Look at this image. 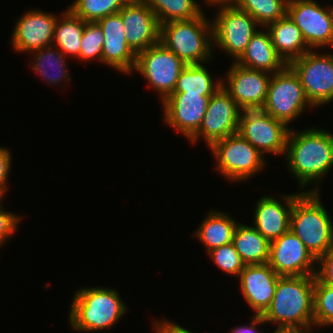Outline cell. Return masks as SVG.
<instances>
[{
	"mask_svg": "<svg viewBox=\"0 0 333 333\" xmlns=\"http://www.w3.org/2000/svg\"><path fill=\"white\" fill-rule=\"evenodd\" d=\"M285 155L300 189L316 183L317 187L305 192H320L317 182L333 168V134L313 126L302 131L290 128Z\"/></svg>",
	"mask_w": 333,
	"mask_h": 333,
	"instance_id": "1",
	"label": "cell"
},
{
	"mask_svg": "<svg viewBox=\"0 0 333 333\" xmlns=\"http://www.w3.org/2000/svg\"><path fill=\"white\" fill-rule=\"evenodd\" d=\"M316 275L280 276L270 307L262 315L266 323L297 327L308 332L313 320Z\"/></svg>",
	"mask_w": 333,
	"mask_h": 333,
	"instance_id": "2",
	"label": "cell"
},
{
	"mask_svg": "<svg viewBox=\"0 0 333 333\" xmlns=\"http://www.w3.org/2000/svg\"><path fill=\"white\" fill-rule=\"evenodd\" d=\"M126 311L127 306L115 289L87 287L76 291L69 322L74 331H100L113 327Z\"/></svg>",
	"mask_w": 333,
	"mask_h": 333,
	"instance_id": "3",
	"label": "cell"
},
{
	"mask_svg": "<svg viewBox=\"0 0 333 333\" xmlns=\"http://www.w3.org/2000/svg\"><path fill=\"white\" fill-rule=\"evenodd\" d=\"M321 199L320 192L303 191L290 215V231L316 259L333 248V220Z\"/></svg>",
	"mask_w": 333,
	"mask_h": 333,
	"instance_id": "4",
	"label": "cell"
},
{
	"mask_svg": "<svg viewBox=\"0 0 333 333\" xmlns=\"http://www.w3.org/2000/svg\"><path fill=\"white\" fill-rule=\"evenodd\" d=\"M204 13L191 20L160 25V42L186 65L204 64L212 58L213 26Z\"/></svg>",
	"mask_w": 333,
	"mask_h": 333,
	"instance_id": "5",
	"label": "cell"
},
{
	"mask_svg": "<svg viewBox=\"0 0 333 333\" xmlns=\"http://www.w3.org/2000/svg\"><path fill=\"white\" fill-rule=\"evenodd\" d=\"M209 149L216 159L215 169L230 182L249 181L267 164L265 155L238 132L215 141Z\"/></svg>",
	"mask_w": 333,
	"mask_h": 333,
	"instance_id": "6",
	"label": "cell"
},
{
	"mask_svg": "<svg viewBox=\"0 0 333 333\" xmlns=\"http://www.w3.org/2000/svg\"><path fill=\"white\" fill-rule=\"evenodd\" d=\"M307 107L314 108L306 98L299 77L288 64L272 74L263 111L289 126Z\"/></svg>",
	"mask_w": 333,
	"mask_h": 333,
	"instance_id": "7",
	"label": "cell"
},
{
	"mask_svg": "<svg viewBox=\"0 0 333 333\" xmlns=\"http://www.w3.org/2000/svg\"><path fill=\"white\" fill-rule=\"evenodd\" d=\"M300 79L307 100L314 107L333 101V54L310 50L288 64Z\"/></svg>",
	"mask_w": 333,
	"mask_h": 333,
	"instance_id": "8",
	"label": "cell"
},
{
	"mask_svg": "<svg viewBox=\"0 0 333 333\" xmlns=\"http://www.w3.org/2000/svg\"><path fill=\"white\" fill-rule=\"evenodd\" d=\"M212 19L213 46L220 48L236 61L261 26L247 12L236 5H222Z\"/></svg>",
	"mask_w": 333,
	"mask_h": 333,
	"instance_id": "9",
	"label": "cell"
},
{
	"mask_svg": "<svg viewBox=\"0 0 333 333\" xmlns=\"http://www.w3.org/2000/svg\"><path fill=\"white\" fill-rule=\"evenodd\" d=\"M185 67L180 58L159 42L137 54L134 70L147 80L164 102L174 92L179 74Z\"/></svg>",
	"mask_w": 333,
	"mask_h": 333,
	"instance_id": "10",
	"label": "cell"
},
{
	"mask_svg": "<svg viewBox=\"0 0 333 333\" xmlns=\"http://www.w3.org/2000/svg\"><path fill=\"white\" fill-rule=\"evenodd\" d=\"M290 128L262 109L242 110L238 133L263 155H283Z\"/></svg>",
	"mask_w": 333,
	"mask_h": 333,
	"instance_id": "11",
	"label": "cell"
},
{
	"mask_svg": "<svg viewBox=\"0 0 333 333\" xmlns=\"http://www.w3.org/2000/svg\"><path fill=\"white\" fill-rule=\"evenodd\" d=\"M311 50L333 47V11L315 0H288L287 13Z\"/></svg>",
	"mask_w": 333,
	"mask_h": 333,
	"instance_id": "12",
	"label": "cell"
},
{
	"mask_svg": "<svg viewBox=\"0 0 333 333\" xmlns=\"http://www.w3.org/2000/svg\"><path fill=\"white\" fill-rule=\"evenodd\" d=\"M241 113L242 109L221 86L210 97L201 126L189 140L196 143L202 136L210 147L215 141L237 133Z\"/></svg>",
	"mask_w": 333,
	"mask_h": 333,
	"instance_id": "13",
	"label": "cell"
},
{
	"mask_svg": "<svg viewBox=\"0 0 333 333\" xmlns=\"http://www.w3.org/2000/svg\"><path fill=\"white\" fill-rule=\"evenodd\" d=\"M271 76L270 73L246 68L234 62L228 69L226 78L222 79V86L242 110L262 109Z\"/></svg>",
	"mask_w": 333,
	"mask_h": 333,
	"instance_id": "14",
	"label": "cell"
},
{
	"mask_svg": "<svg viewBox=\"0 0 333 333\" xmlns=\"http://www.w3.org/2000/svg\"><path fill=\"white\" fill-rule=\"evenodd\" d=\"M270 267L279 276L316 275L317 259L290 230L270 242Z\"/></svg>",
	"mask_w": 333,
	"mask_h": 333,
	"instance_id": "15",
	"label": "cell"
},
{
	"mask_svg": "<svg viewBox=\"0 0 333 333\" xmlns=\"http://www.w3.org/2000/svg\"><path fill=\"white\" fill-rule=\"evenodd\" d=\"M211 96L173 92L163 103L164 121L190 139L201 126Z\"/></svg>",
	"mask_w": 333,
	"mask_h": 333,
	"instance_id": "16",
	"label": "cell"
},
{
	"mask_svg": "<svg viewBox=\"0 0 333 333\" xmlns=\"http://www.w3.org/2000/svg\"><path fill=\"white\" fill-rule=\"evenodd\" d=\"M129 47L138 54L160 42V24L143 0H129L119 11Z\"/></svg>",
	"mask_w": 333,
	"mask_h": 333,
	"instance_id": "17",
	"label": "cell"
},
{
	"mask_svg": "<svg viewBox=\"0 0 333 333\" xmlns=\"http://www.w3.org/2000/svg\"><path fill=\"white\" fill-rule=\"evenodd\" d=\"M58 16L38 9L28 10L18 18L12 34V47L18 53L32 52L53 44Z\"/></svg>",
	"mask_w": 333,
	"mask_h": 333,
	"instance_id": "18",
	"label": "cell"
},
{
	"mask_svg": "<svg viewBox=\"0 0 333 333\" xmlns=\"http://www.w3.org/2000/svg\"><path fill=\"white\" fill-rule=\"evenodd\" d=\"M103 29L102 63L125 74L133 72L137 54L129 47L120 13L103 17L98 21Z\"/></svg>",
	"mask_w": 333,
	"mask_h": 333,
	"instance_id": "19",
	"label": "cell"
},
{
	"mask_svg": "<svg viewBox=\"0 0 333 333\" xmlns=\"http://www.w3.org/2000/svg\"><path fill=\"white\" fill-rule=\"evenodd\" d=\"M279 277L268 263L245 265L241 271V294L255 315H263L270 307Z\"/></svg>",
	"mask_w": 333,
	"mask_h": 333,
	"instance_id": "20",
	"label": "cell"
},
{
	"mask_svg": "<svg viewBox=\"0 0 333 333\" xmlns=\"http://www.w3.org/2000/svg\"><path fill=\"white\" fill-rule=\"evenodd\" d=\"M303 193L282 195L283 202L272 196H263L257 201L254 212V227L269 242L290 230V215L294 201Z\"/></svg>",
	"mask_w": 333,
	"mask_h": 333,
	"instance_id": "21",
	"label": "cell"
},
{
	"mask_svg": "<svg viewBox=\"0 0 333 333\" xmlns=\"http://www.w3.org/2000/svg\"><path fill=\"white\" fill-rule=\"evenodd\" d=\"M263 29V31L258 29L255 32L243 54L233 62L246 68L274 74L282 70L287 64L277 54L269 31L264 27Z\"/></svg>",
	"mask_w": 333,
	"mask_h": 333,
	"instance_id": "22",
	"label": "cell"
},
{
	"mask_svg": "<svg viewBox=\"0 0 333 333\" xmlns=\"http://www.w3.org/2000/svg\"><path fill=\"white\" fill-rule=\"evenodd\" d=\"M265 28L270 33L277 54L286 64L311 50L306 44L301 30L287 14L283 18L269 23Z\"/></svg>",
	"mask_w": 333,
	"mask_h": 333,
	"instance_id": "23",
	"label": "cell"
},
{
	"mask_svg": "<svg viewBox=\"0 0 333 333\" xmlns=\"http://www.w3.org/2000/svg\"><path fill=\"white\" fill-rule=\"evenodd\" d=\"M238 223L226 212L210 210L193 235L202 242L207 252H210L232 242Z\"/></svg>",
	"mask_w": 333,
	"mask_h": 333,
	"instance_id": "24",
	"label": "cell"
},
{
	"mask_svg": "<svg viewBox=\"0 0 333 333\" xmlns=\"http://www.w3.org/2000/svg\"><path fill=\"white\" fill-rule=\"evenodd\" d=\"M232 243L245 265L268 263L270 242L254 226L238 223Z\"/></svg>",
	"mask_w": 333,
	"mask_h": 333,
	"instance_id": "25",
	"label": "cell"
},
{
	"mask_svg": "<svg viewBox=\"0 0 333 333\" xmlns=\"http://www.w3.org/2000/svg\"><path fill=\"white\" fill-rule=\"evenodd\" d=\"M58 16L53 36V46L65 55L78 58L80 43L86 21L76 16L69 8Z\"/></svg>",
	"mask_w": 333,
	"mask_h": 333,
	"instance_id": "26",
	"label": "cell"
},
{
	"mask_svg": "<svg viewBox=\"0 0 333 333\" xmlns=\"http://www.w3.org/2000/svg\"><path fill=\"white\" fill-rule=\"evenodd\" d=\"M57 49V47L51 45L32 51L34 60L30 67L51 85H57L61 81L66 83L71 80L66 67V55Z\"/></svg>",
	"mask_w": 333,
	"mask_h": 333,
	"instance_id": "27",
	"label": "cell"
},
{
	"mask_svg": "<svg viewBox=\"0 0 333 333\" xmlns=\"http://www.w3.org/2000/svg\"><path fill=\"white\" fill-rule=\"evenodd\" d=\"M219 79L214 82L203 63L186 65L179 74L174 92L200 93L204 96H212L222 86V79Z\"/></svg>",
	"mask_w": 333,
	"mask_h": 333,
	"instance_id": "28",
	"label": "cell"
},
{
	"mask_svg": "<svg viewBox=\"0 0 333 333\" xmlns=\"http://www.w3.org/2000/svg\"><path fill=\"white\" fill-rule=\"evenodd\" d=\"M155 13L159 24L191 20L204 12L195 0H143Z\"/></svg>",
	"mask_w": 333,
	"mask_h": 333,
	"instance_id": "29",
	"label": "cell"
},
{
	"mask_svg": "<svg viewBox=\"0 0 333 333\" xmlns=\"http://www.w3.org/2000/svg\"><path fill=\"white\" fill-rule=\"evenodd\" d=\"M287 3L288 0H238L235 5L249 13L263 28L286 15Z\"/></svg>",
	"mask_w": 333,
	"mask_h": 333,
	"instance_id": "30",
	"label": "cell"
},
{
	"mask_svg": "<svg viewBox=\"0 0 333 333\" xmlns=\"http://www.w3.org/2000/svg\"><path fill=\"white\" fill-rule=\"evenodd\" d=\"M129 0H74L68 7L86 22H98L103 17L118 13Z\"/></svg>",
	"mask_w": 333,
	"mask_h": 333,
	"instance_id": "31",
	"label": "cell"
},
{
	"mask_svg": "<svg viewBox=\"0 0 333 333\" xmlns=\"http://www.w3.org/2000/svg\"><path fill=\"white\" fill-rule=\"evenodd\" d=\"M314 326L322 328L333 325V286L315 277L313 299Z\"/></svg>",
	"mask_w": 333,
	"mask_h": 333,
	"instance_id": "32",
	"label": "cell"
},
{
	"mask_svg": "<svg viewBox=\"0 0 333 333\" xmlns=\"http://www.w3.org/2000/svg\"><path fill=\"white\" fill-rule=\"evenodd\" d=\"M104 32L98 22H86L80 43L79 61L95 59L102 63V45Z\"/></svg>",
	"mask_w": 333,
	"mask_h": 333,
	"instance_id": "33",
	"label": "cell"
},
{
	"mask_svg": "<svg viewBox=\"0 0 333 333\" xmlns=\"http://www.w3.org/2000/svg\"><path fill=\"white\" fill-rule=\"evenodd\" d=\"M209 257L214 264L219 267L224 273L232 275V277L240 275L245 267L240 255L235 250L233 243L217 247L208 252Z\"/></svg>",
	"mask_w": 333,
	"mask_h": 333,
	"instance_id": "34",
	"label": "cell"
},
{
	"mask_svg": "<svg viewBox=\"0 0 333 333\" xmlns=\"http://www.w3.org/2000/svg\"><path fill=\"white\" fill-rule=\"evenodd\" d=\"M2 201L0 202V246L7 242V239L12 237L18 228V224L21 221L19 215L5 211L2 207Z\"/></svg>",
	"mask_w": 333,
	"mask_h": 333,
	"instance_id": "35",
	"label": "cell"
},
{
	"mask_svg": "<svg viewBox=\"0 0 333 333\" xmlns=\"http://www.w3.org/2000/svg\"><path fill=\"white\" fill-rule=\"evenodd\" d=\"M316 277L324 284L333 286V248L317 259Z\"/></svg>",
	"mask_w": 333,
	"mask_h": 333,
	"instance_id": "36",
	"label": "cell"
},
{
	"mask_svg": "<svg viewBox=\"0 0 333 333\" xmlns=\"http://www.w3.org/2000/svg\"><path fill=\"white\" fill-rule=\"evenodd\" d=\"M8 148L0 147V193L4 196L7 191V180L11 171L12 157Z\"/></svg>",
	"mask_w": 333,
	"mask_h": 333,
	"instance_id": "37",
	"label": "cell"
},
{
	"mask_svg": "<svg viewBox=\"0 0 333 333\" xmlns=\"http://www.w3.org/2000/svg\"><path fill=\"white\" fill-rule=\"evenodd\" d=\"M153 323V329L156 333H193L179 324H175L167 319Z\"/></svg>",
	"mask_w": 333,
	"mask_h": 333,
	"instance_id": "38",
	"label": "cell"
},
{
	"mask_svg": "<svg viewBox=\"0 0 333 333\" xmlns=\"http://www.w3.org/2000/svg\"><path fill=\"white\" fill-rule=\"evenodd\" d=\"M264 323L266 324L262 315H254V316H251L250 325L242 326V327L235 326L231 333H264L261 331H257L258 328L256 329V326L264 325Z\"/></svg>",
	"mask_w": 333,
	"mask_h": 333,
	"instance_id": "39",
	"label": "cell"
},
{
	"mask_svg": "<svg viewBox=\"0 0 333 333\" xmlns=\"http://www.w3.org/2000/svg\"><path fill=\"white\" fill-rule=\"evenodd\" d=\"M273 333H309V332L297 327L277 326Z\"/></svg>",
	"mask_w": 333,
	"mask_h": 333,
	"instance_id": "40",
	"label": "cell"
},
{
	"mask_svg": "<svg viewBox=\"0 0 333 333\" xmlns=\"http://www.w3.org/2000/svg\"><path fill=\"white\" fill-rule=\"evenodd\" d=\"M204 4L208 6H222V5H235L238 0H203Z\"/></svg>",
	"mask_w": 333,
	"mask_h": 333,
	"instance_id": "41",
	"label": "cell"
},
{
	"mask_svg": "<svg viewBox=\"0 0 333 333\" xmlns=\"http://www.w3.org/2000/svg\"><path fill=\"white\" fill-rule=\"evenodd\" d=\"M2 198H4V196L0 193V202L3 201Z\"/></svg>",
	"mask_w": 333,
	"mask_h": 333,
	"instance_id": "42",
	"label": "cell"
}]
</instances>
